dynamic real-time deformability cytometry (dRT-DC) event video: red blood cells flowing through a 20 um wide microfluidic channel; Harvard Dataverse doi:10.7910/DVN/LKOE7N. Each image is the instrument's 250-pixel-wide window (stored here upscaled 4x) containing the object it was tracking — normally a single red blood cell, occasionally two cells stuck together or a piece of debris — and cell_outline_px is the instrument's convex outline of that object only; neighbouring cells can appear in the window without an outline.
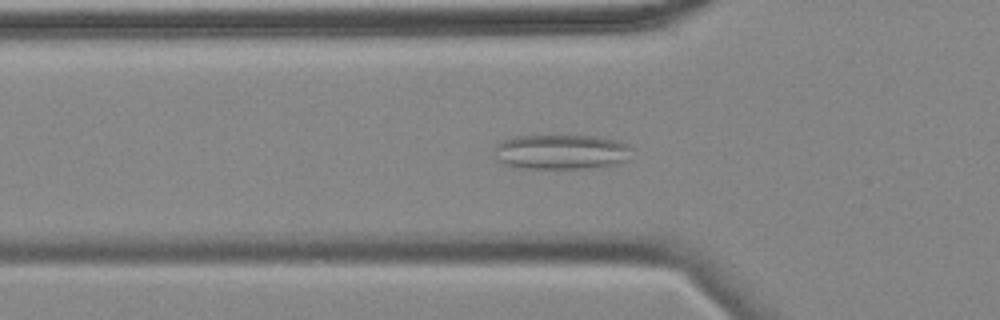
{"species": "common noctule bat (a hibernating species)", "species_latin": "Nyctalus noctula", "temperature_condition": "cold", "stored_images_in_passage": 56, "camera_frame_rate_fps": 3000, "um_per_image_px": 0.085, "animal": {"sex": "female", "body_mass_g": 18.4}, "frame": {"image": 1, "passage_image": 17, "time_ms": 5.333, "image_size_px": [1000, 320], "cell_outline_px": [[632, 148], [628, 160], [616, 164], [596, 168], [520, 168], [504, 164], [496, 160], [492, 156], [496, 144], [500, 140], [516, 136], [592, 136], [616, 140], [628, 144]], "centroid_in_image_um": [47.67, 12.92], "position_along_channel_um": 78.1, "area_um2": 28.32}, "authors_computed_cell_mechanics": {"area_um2": 26.2412, "velocity_mm_per_s": 3.4839, "shape_relaxation_time_tau1_ms": null, "shape_relaxation_time_tau2_ms": 2.3848, "deformation_change_tau1": null, "deformation_change_tau2": 0.0917}}